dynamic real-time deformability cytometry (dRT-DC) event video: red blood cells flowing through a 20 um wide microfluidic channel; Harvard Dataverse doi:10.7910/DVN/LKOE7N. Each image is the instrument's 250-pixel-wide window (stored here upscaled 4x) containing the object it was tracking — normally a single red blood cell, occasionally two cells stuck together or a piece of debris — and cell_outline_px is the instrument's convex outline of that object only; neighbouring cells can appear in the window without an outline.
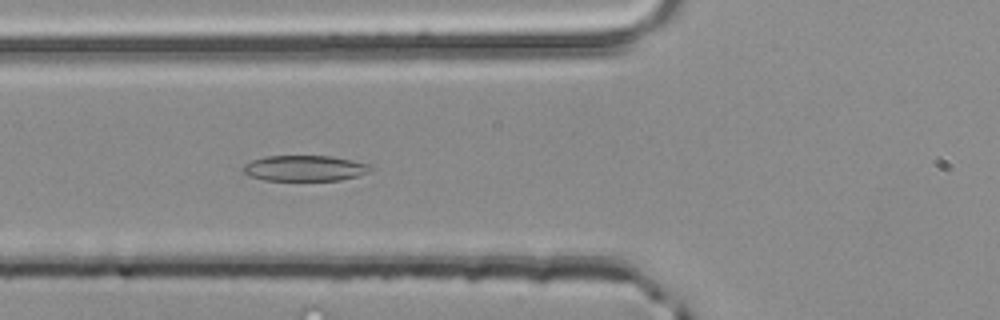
{"species": "common noctule bat (a hibernating species)", "species_latin": "Nyctalus noctula", "temperature_condition": "room temperature", "stored_images_in_passage": 39, "camera_frame_rate_fps": 3000, "um_per_image_px": 0.085, "animal": {"sex": "male", "body_mass_g": 20.4}, "frame": {"image": 1, "passage_image": 14, "time_ms": 4.333, "image_size_px": [1000, 320], "cell_outline_px": [[372, 168], [368, 172], [356, 176], [340, 180], [264, 180], [248, 176], [240, 172], [240, 168], [244, 164], [252, 160], [264, 156], [332, 156], [352, 160], [368, 164]], "centroid_in_image_um": [25.81, 14.3], "position_along_channel_um": 100.0, "area_um2": 19.19}}
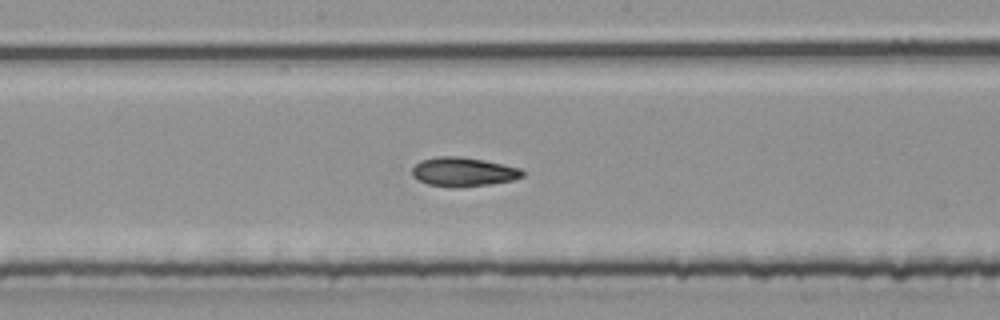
{"frame": {"image": 2, "passage_image": 22, "time_ms": 7.0, "image_size_px": [1000, 320], "cell_outline_px": [[524, 176], [512, 180], [488, 184], [456, 188], [452, 188], [428, 184], [412, 176], [412, 168], [420, 160], [440, 156], [460, 156], [484, 160], [520, 168], [524, 172]], "centroid_in_image_um": [39.36, 14.61], "position_along_channel_um": 208.8, "area_um2": 18.67}}
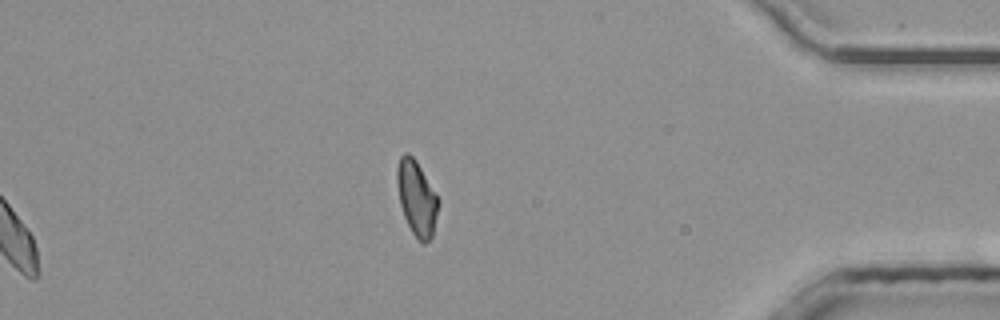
{"frame": {"image": 3, "passage_image": 39, "time_ms": 12.667, "image_size_px": [1000, 320], "cell_outline_px": [[440, 204], [432, 236], [424, 244], [420, 244], [412, 232], [404, 216], [400, 204], [396, 184], [396, 168], [400, 156], [404, 152], [408, 152], [416, 160], [440, 200]], "centroid_in_image_um": [35.41, 16.83], "position_along_channel_um": 399.8, "area_um2": 18.26}, "authors_computed_cell_mechanics": {"area_um2": 18.6694, "velocity_mm_per_s": 4.0687, "shape_relaxation_time_tau1_ms": 3.0986, "shape_relaxation_time_tau2_ms": 3.0031, "deformation_change_tau1": 0.1158, "deformation_change_tau2": 0.0909}}